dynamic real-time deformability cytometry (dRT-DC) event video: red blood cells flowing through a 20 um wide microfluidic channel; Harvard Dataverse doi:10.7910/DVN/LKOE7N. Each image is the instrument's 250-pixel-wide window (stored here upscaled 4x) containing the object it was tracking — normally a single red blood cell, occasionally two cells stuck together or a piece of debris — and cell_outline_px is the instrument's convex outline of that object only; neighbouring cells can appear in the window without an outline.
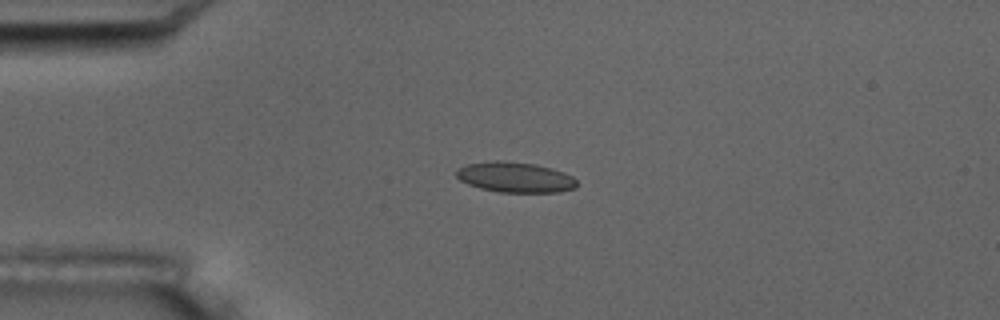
{"species": "common noctule bat (a hibernating species)", "species_latin": "Nyctalus noctula", "temperature_condition": "room temperature", "stored_images_in_passage": 3, "camera_frame_rate_fps": 3000, "um_per_image_px": 0.085, "animal": {"sex": "male", "body_mass_g": 17.5, "forearm_length_mm": 52.3}, "frame": {"image": 1, "passage_image": 2, "time_ms": 1.333, "image_size_px": [1000, 320], "cell_outline_px": [[576, 188], [556, 192], [500, 192], [480, 188], [468, 184], [460, 180], [456, 176], [456, 172], [460, 168], [468, 164], [496, 160], [504, 160], [536, 164], [564, 172], [572, 176], [576, 180]], "centroid_in_image_um": [43.8, 15.06], "position_along_channel_um": 41.2, "area_um2": 21.21}}